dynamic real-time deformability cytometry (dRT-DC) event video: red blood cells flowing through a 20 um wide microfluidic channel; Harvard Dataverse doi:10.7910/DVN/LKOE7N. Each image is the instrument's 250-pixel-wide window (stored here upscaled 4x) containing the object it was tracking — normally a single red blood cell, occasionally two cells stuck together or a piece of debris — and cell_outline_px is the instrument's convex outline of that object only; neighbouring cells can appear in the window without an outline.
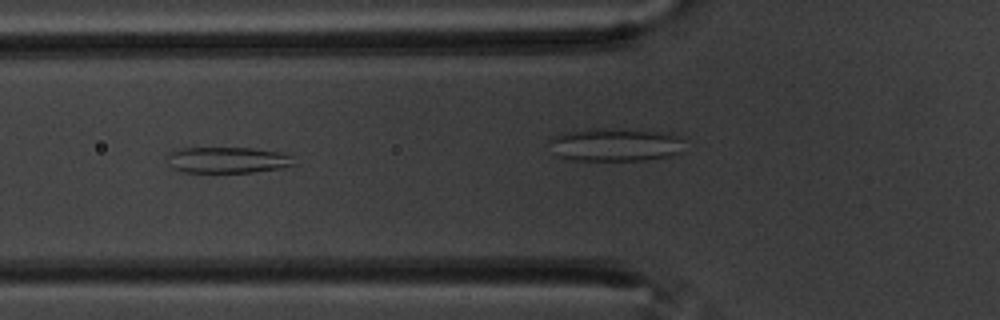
{"species": "common noctule bat (a hibernating species)", "species_latin": "Nyctalus noctula", "temperature_condition": "warm", "stored_images_in_passage": 42, "segment_of_instrument_passage": [1, 2], "camera_frame_rate_fps": 3000, "um_per_image_px": 0.085, "animal": {"sex": "male", "body_mass_g": 20.1, "forearm_length_mm": 53.5}, "frame": {"image": 1, "passage_image": 18, "time_ms": 5.667, "image_size_px": [1000, 320], "cell_outline_px": [[296, 164], [280, 168], [252, 172], [180, 172], [172, 168], [168, 164], [164, 156], [180, 148], [252, 148], [280, 152], [292, 156]], "centroid_in_image_um": [19.29, 13.6], "position_along_channel_um": 106.5, "area_um2": 19.42}}
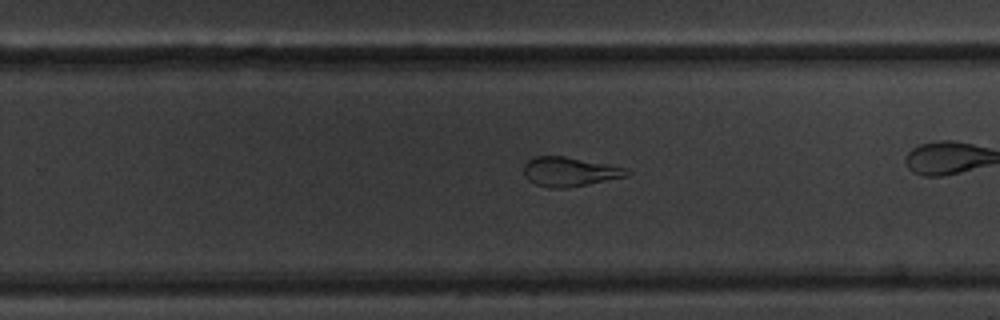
{"frame": {"image": 2, "passage_image": 33, "time_ms": 10.667, "image_size_px": [1000, 320], "cell_outline_px": [[632, 172], [628, 176], [568, 188], [548, 188], [536, 184], [528, 180], [524, 176], [524, 164], [528, 160], [536, 156], [564, 156], [624, 168]], "centroid_in_image_um": [48.37, 14.61], "position_along_channel_um": 281.4, "area_um2": 17.46}}
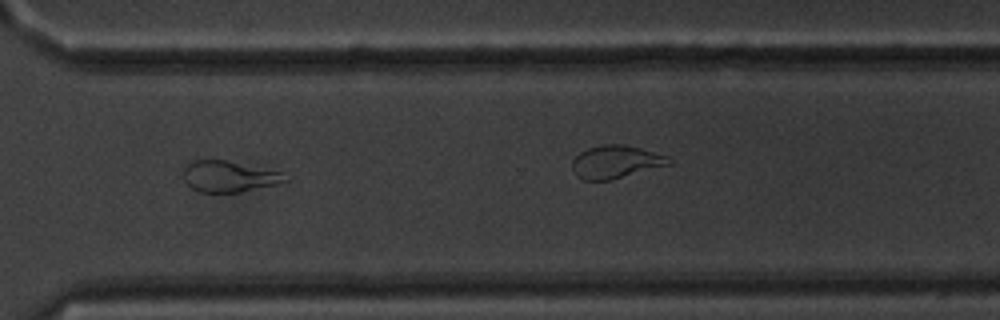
{"frame": {"image": 3, "passage_image": 39, "time_ms": 12.667, "image_size_px": [1000, 320], "cell_outline_px": [[292, 180], [276, 184], [240, 192], [200, 192], [192, 188], [184, 180], [184, 168], [192, 160], [224, 160], [280, 172]], "centroid_in_image_um": [19.46, 15.0], "position_along_channel_um": 351.1, "area_um2": 18.15}}